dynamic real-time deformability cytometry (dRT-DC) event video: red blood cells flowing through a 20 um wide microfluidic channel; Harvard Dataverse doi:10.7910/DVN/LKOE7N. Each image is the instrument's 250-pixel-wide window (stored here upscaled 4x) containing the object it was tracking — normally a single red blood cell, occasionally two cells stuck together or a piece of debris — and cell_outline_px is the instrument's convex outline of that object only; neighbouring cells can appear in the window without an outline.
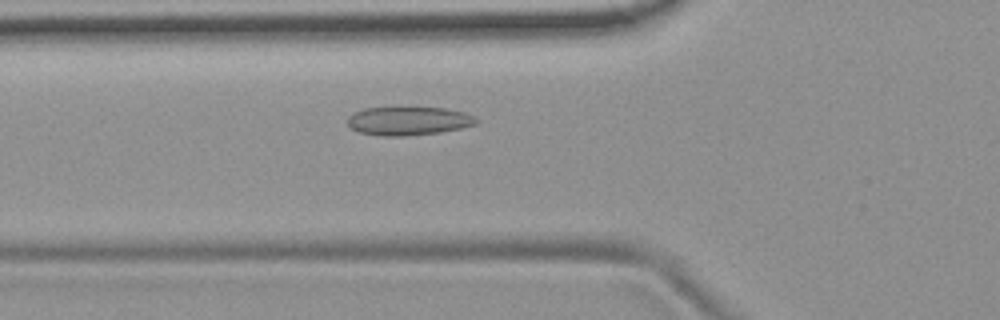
{"species": "common noctule bat (a hibernating species)", "species_latin": "Nyctalus noctula", "temperature_condition": "room temperature", "stored_images_in_passage": 44, "camera_frame_rate_fps": 3000, "um_per_image_px": 0.085, "animal": {"sex": "female", "body_mass_g": 19.9}, "frame": {"image": 1, "passage_image": 9, "time_ms": 2.667, "image_size_px": [1000, 320], "cell_outline_px": [[480, 120], [476, 124], [460, 128], [440, 132], [404, 136], [380, 136], [360, 132], [352, 128], [348, 124], [348, 116], [352, 112], [364, 108], [444, 108], [464, 112]], "centroid_in_image_um": [34.7, 10.28], "position_along_channel_um": 91.1, "area_um2": 21.27}}
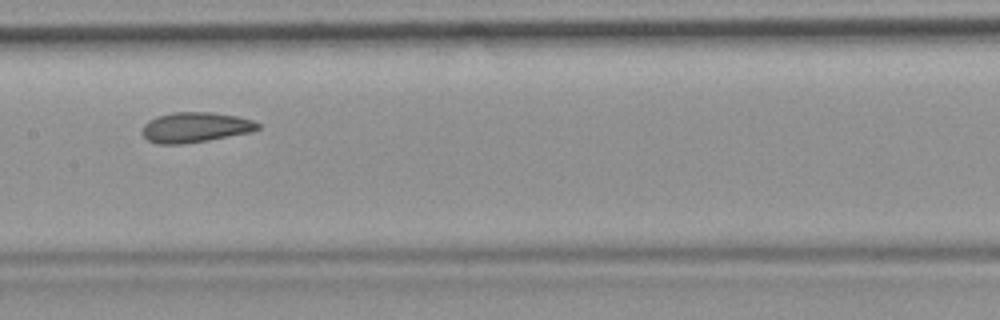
{"frame": {"image": 2, "passage_image": 17, "time_ms": 5.333, "image_size_px": [1000, 320], "cell_outline_px": [[260, 128], [252, 132], [208, 140], [184, 144], [160, 144], [148, 140], [140, 132], [144, 124], [148, 120], [156, 116], [172, 112], [212, 112], [236, 116], [252, 120], [260, 124]], "centroid_in_image_um": [16.58, 10.82], "position_along_channel_um": 190.8, "area_um2": 20.46}}
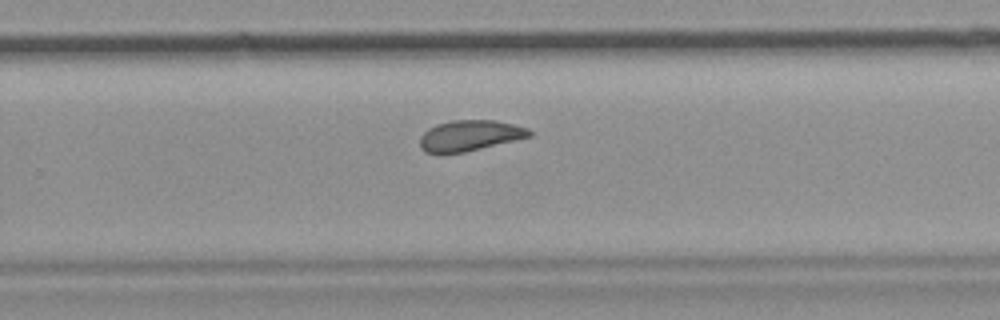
{"frame": {"image": 3, "passage_image": 25, "time_ms": 8.0, "image_size_px": [1000, 320], "cell_outline_px": [[532, 136], [516, 140], [464, 152], [440, 156], [424, 152], [420, 148], [420, 136], [428, 128], [436, 124], [452, 120], [496, 120], [528, 128], [532, 132]], "centroid_in_image_um": [39.87, 11.55], "position_along_channel_um": 289.9, "area_um2": 20.06}, "authors_computed_cell_mechanics": {"area_um2": 21.0392, "velocity_mm_per_s": 3.7341, "shape_relaxation_time_tau1_ms": null, "shape_relaxation_time_tau2_ms": 2.9667, "deformation_change_tau1": null, "deformation_change_tau2": 0.0827}}